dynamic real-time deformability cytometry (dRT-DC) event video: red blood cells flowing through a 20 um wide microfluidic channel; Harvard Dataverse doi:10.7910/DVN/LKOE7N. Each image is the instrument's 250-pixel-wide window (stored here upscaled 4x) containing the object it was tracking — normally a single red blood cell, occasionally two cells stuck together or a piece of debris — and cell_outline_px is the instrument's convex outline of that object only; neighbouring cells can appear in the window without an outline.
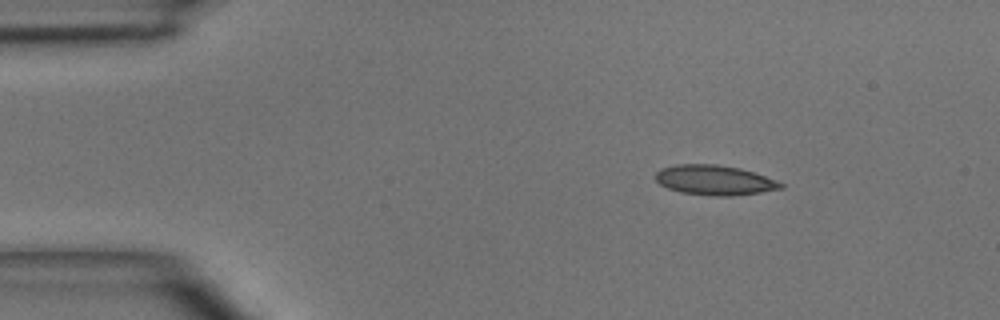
{"species": "common noctule bat (a hibernating species)", "species_latin": "Nyctalus noctula", "temperature_condition": "room temperature", "stored_images_in_passage": 3, "camera_frame_rate_fps": 3000, "um_per_image_px": 0.085, "animal": {"sex": "male", "body_mass_g": 15.6}, "frame": {"image": 1, "passage_image": 1, "time_ms": 0.0, "image_size_px": [1000, 320], "cell_outline_px": [[784, 188], [760, 192], [732, 196], [712, 196], [680, 192], [668, 188], [660, 184], [656, 180], [656, 172], [660, 168], [676, 164], [716, 164], [740, 168], [776, 180], [784, 184]], "centroid_in_image_um": [60.72, 15.31], "position_along_channel_um": 24.3, "area_um2": 21.79}}
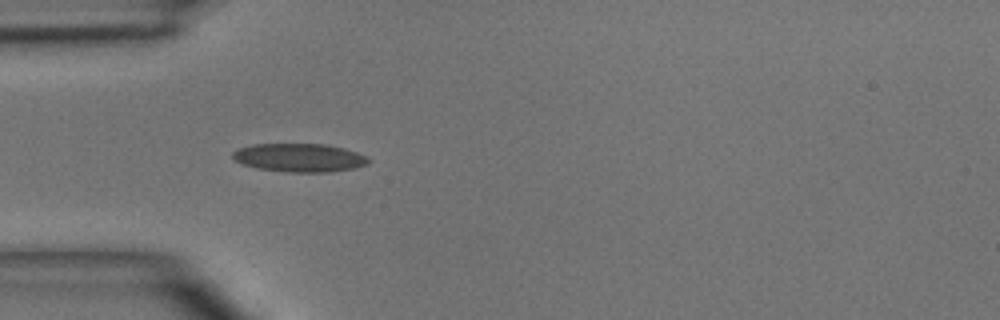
{"frame": {"image": 2, "passage_image": 3, "time_ms": 2.333, "image_size_px": [1000, 320], "cell_outline_px": [[372, 160], [368, 164], [356, 168], [328, 172], [284, 172], [256, 168], [244, 164], [236, 160], [232, 156], [232, 152], [240, 148], [252, 144], [328, 144], [344, 148], [368, 156]], "centroid_in_image_um": [25.5, 13.4], "position_along_channel_um": 59.5, "area_um2": 22.66}}